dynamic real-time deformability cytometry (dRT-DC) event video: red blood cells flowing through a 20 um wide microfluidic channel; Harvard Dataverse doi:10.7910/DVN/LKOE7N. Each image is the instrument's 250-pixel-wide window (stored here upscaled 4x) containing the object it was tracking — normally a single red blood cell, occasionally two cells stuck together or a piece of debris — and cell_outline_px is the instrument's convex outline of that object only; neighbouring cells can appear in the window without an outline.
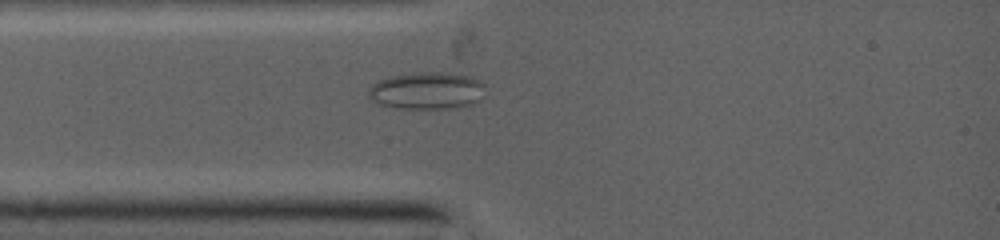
{"species": "common noctule bat (a hibernating species)", "species_latin": "Nyctalus noctula", "temperature_condition": "warm", "stored_images_in_passage": 3, "camera_frame_rate_fps": 5000, "um_per_image_px": 0.085, "animal": {"sex": "female", "body_mass_g": 19.0, "forearm_length_mm": 53.3}, "frame": {"image": 1, "passage_image": 3, "time_ms": 2.2, "image_size_px": [1000, 240], "cell_outline_px": [[480, 84], [476, 100], [468, 104], [444, 108], [404, 108], [384, 104], [376, 100], [372, 96], [372, 84], [380, 80], [396, 76], [440, 72], [444, 72], [464, 76], [476, 80]], "centroid_in_image_um": [36.24, 7.71], "position_along_channel_um": 48.8, "area_um2": 23.0}}